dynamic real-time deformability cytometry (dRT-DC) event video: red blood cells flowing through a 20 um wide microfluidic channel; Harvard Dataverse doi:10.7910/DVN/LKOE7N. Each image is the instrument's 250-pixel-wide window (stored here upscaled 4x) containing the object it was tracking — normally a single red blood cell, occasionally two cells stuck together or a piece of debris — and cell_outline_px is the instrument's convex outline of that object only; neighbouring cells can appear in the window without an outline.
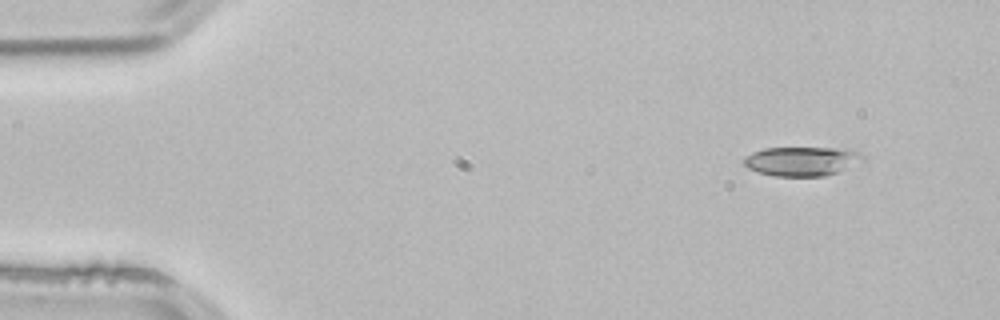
{"species": "common noctule bat (a hibernating species)", "species_latin": "Nyctalus noctula", "temperature_condition": "room temperature", "stored_images_in_passage": 4, "camera_frame_rate_fps": 3000, "um_per_image_px": 0.085, "animal": {"sex": "male", "body_mass_g": 21.5, "forearm_length_mm": 52.0}, "frame": {"image": 1, "passage_image": 1, "time_ms": 0.0, "image_size_px": [1000, 320], "cell_outline_px": [[864, 160], [836, 172], [824, 176], [776, 176], [760, 172], [748, 168], [740, 160], [744, 156], [752, 152], [764, 148], [848, 148], [860, 152], [864, 156]], "centroid_in_image_um": [68.13, 13.68], "position_along_channel_um": 16.9, "area_um2": 20.29}}